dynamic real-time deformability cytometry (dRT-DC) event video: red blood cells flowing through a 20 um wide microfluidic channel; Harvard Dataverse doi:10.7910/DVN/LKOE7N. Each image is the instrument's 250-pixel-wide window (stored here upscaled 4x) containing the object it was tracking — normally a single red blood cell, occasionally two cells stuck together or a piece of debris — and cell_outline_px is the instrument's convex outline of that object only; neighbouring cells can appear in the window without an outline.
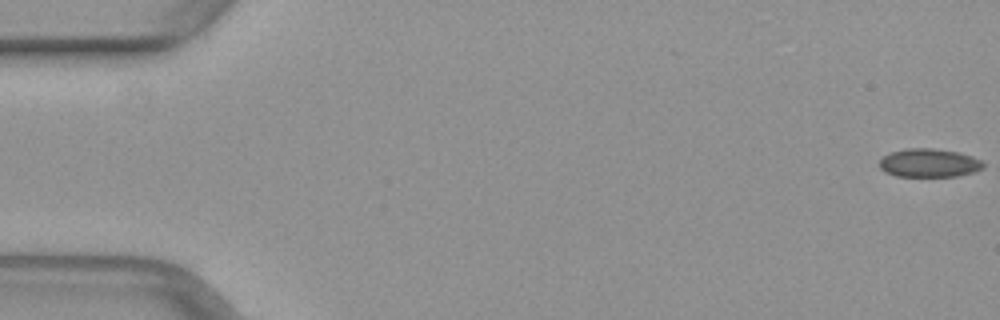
{"species": "common noctule bat (a hibernating species)", "species_latin": "Nyctalus noctula", "temperature_condition": "warm", "stored_images_in_passage": 12, "camera_frame_rate_fps": 3000, "um_per_image_px": 0.085, "animal": {"sex": "female", "body_mass_g": 29.2, "forearm_length_mm": 56.3}, "frame": {"image": 1, "passage_image": 1, "time_ms": 0.0, "image_size_px": [1000, 320], "cell_outline_px": [[984, 168], [972, 172], [956, 176], [896, 176], [884, 172], [880, 168], [880, 160], [884, 156], [892, 152], [904, 148], [932, 148], [960, 152], [972, 156], [980, 160], [984, 164]], "centroid_in_image_um": [78.97, 13.84], "position_along_channel_um": 6.0, "area_um2": 17.22}}